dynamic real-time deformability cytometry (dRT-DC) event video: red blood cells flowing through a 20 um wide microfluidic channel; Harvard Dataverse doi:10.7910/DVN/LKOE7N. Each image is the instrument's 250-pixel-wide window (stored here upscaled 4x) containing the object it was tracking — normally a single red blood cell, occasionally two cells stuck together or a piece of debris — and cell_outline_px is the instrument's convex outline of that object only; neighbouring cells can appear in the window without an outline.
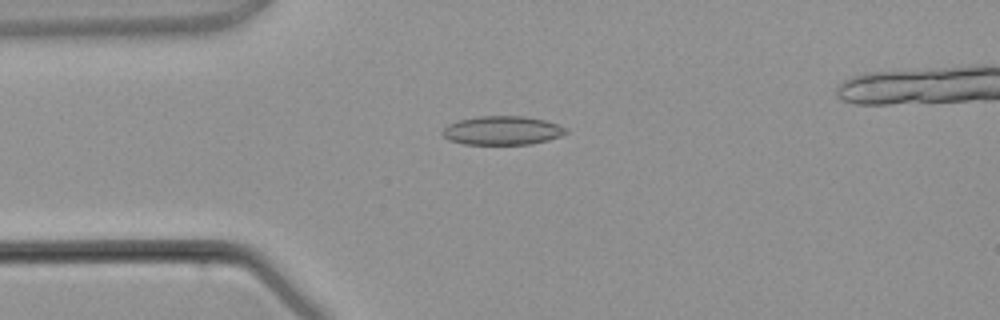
{"species": "common noctule bat (a hibernating species)", "species_latin": "Nyctalus noctula", "temperature_condition": "warm", "stored_images_in_passage": 3, "camera_frame_rate_fps": 3000, "um_per_image_px": 0.085, "animal": {"sex": "male", "body_mass_g": 21.5, "forearm_length_mm": 52.0}, "frame": {"image": 1, "passage_image": 2, "time_ms": 2.0, "image_size_px": [1000, 320], "cell_outline_px": [[568, 132], [560, 136], [548, 140], [532, 144], [464, 144], [448, 140], [440, 132], [448, 124], [460, 120], [476, 116], [524, 116], [544, 120], [568, 128]], "centroid_in_image_um": [42.69, 11.09], "position_along_channel_um": 42.3, "area_um2": 20.75}}